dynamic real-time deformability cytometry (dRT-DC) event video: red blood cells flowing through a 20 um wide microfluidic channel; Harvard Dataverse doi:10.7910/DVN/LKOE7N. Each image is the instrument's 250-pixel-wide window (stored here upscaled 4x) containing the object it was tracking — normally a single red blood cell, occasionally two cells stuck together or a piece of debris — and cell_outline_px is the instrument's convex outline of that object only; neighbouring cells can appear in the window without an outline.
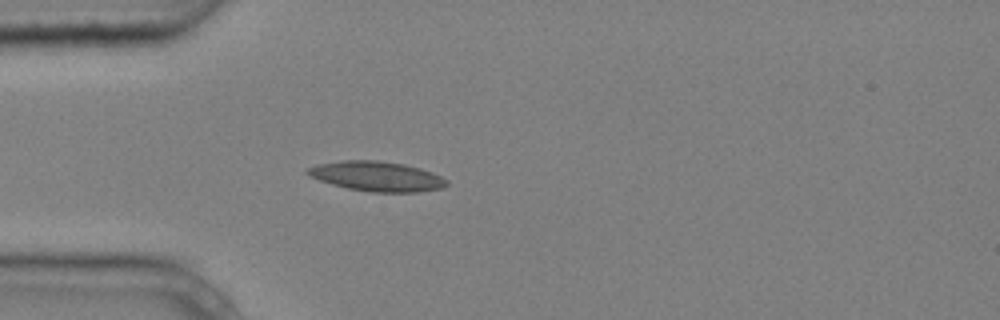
{"species": "common noctule bat (a hibernating species)", "species_latin": "Nyctalus noctula", "temperature_condition": "cold", "stored_images_in_passage": 3, "camera_frame_rate_fps": 3000, "um_per_image_px": 0.085, "animal": {"sex": "male", "body_mass_g": 20.4}, "frame": {"image": 1, "passage_image": 3, "time_ms": 0.667, "image_size_px": [1000, 320], "cell_outline_px": [[448, 184], [444, 188], [416, 192], [368, 192], [348, 188], [332, 184], [320, 180], [304, 172], [308, 168], [316, 164], [340, 160], [376, 160], [404, 164], [420, 168], [432, 172], [448, 180]], "centroid_in_image_um": [32.04, 14.98], "position_along_channel_um": 53.0, "area_um2": 24.22}}